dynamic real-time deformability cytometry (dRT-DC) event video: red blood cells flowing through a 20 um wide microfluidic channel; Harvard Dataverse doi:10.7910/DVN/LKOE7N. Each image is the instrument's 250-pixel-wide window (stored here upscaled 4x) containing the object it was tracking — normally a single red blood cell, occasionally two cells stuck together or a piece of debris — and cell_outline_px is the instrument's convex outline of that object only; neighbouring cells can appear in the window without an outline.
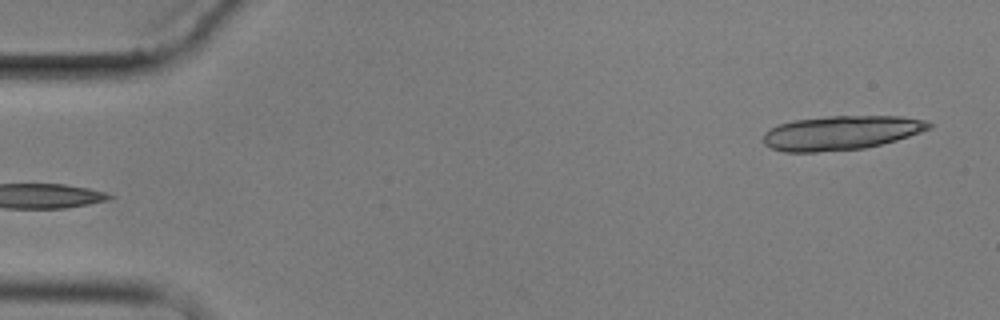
{"species": "common noctule bat (a hibernating species)", "species_latin": "Nyctalus noctula", "temperature_condition": "cold", "stored_images_in_passage": 5, "segment_of_instrument_passage": [2, 2], "camera_frame_rate_fps": 3000, "um_per_image_px": 0.085, "animal": {"sex": "male", "body_mass_g": 17.9}, "frame": {"image": 1, "passage_image": 5, "time_ms": 5.667, "image_size_px": [1000, 320], "cell_outline_px": [[932, 128], [896, 140], [864, 148], [816, 152], [784, 152], [772, 148], [764, 144], [764, 132], [780, 124], [796, 120], [828, 116], [900, 116], [924, 120], [932, 124]], "centroid_in_image_um": [71.49, 11.29], "position_along_channel_um": 13.5, "area_um2": 32.71}}